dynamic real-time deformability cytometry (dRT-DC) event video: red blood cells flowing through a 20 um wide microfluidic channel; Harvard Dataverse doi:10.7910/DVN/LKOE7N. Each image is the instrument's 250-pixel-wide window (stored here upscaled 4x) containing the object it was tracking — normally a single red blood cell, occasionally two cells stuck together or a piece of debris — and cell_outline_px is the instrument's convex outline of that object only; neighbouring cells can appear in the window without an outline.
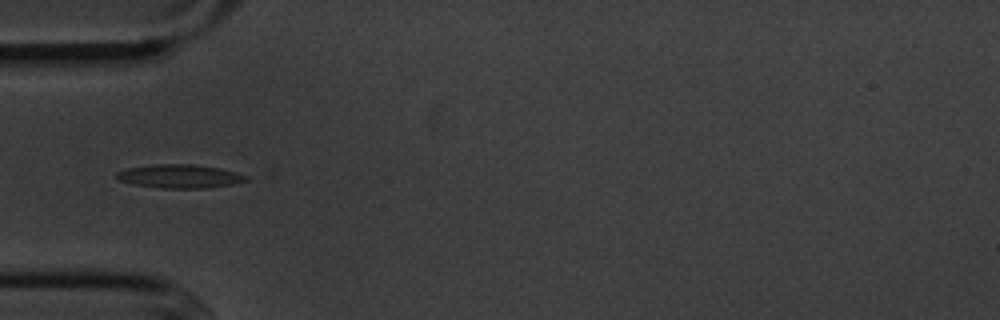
{"species": "common noctule bat (a hibernating species)", "species_latin": "Nyctalus noctula", "temperature_condition": "cold", "stored_images_in_passage": 5, "camera_frame_rate_fps": 3000, "um_per_image_px": 0.085, "animal": {"sex": "male", "body_mass_g": 20.1, "forearm_length_mm": 53.5}, "frame": {"image": 1, "passage_image": 3, "time_ms": 2.0, "image_size_px": [1000, 320], "cell_outline_px": [[252, 180], [232, 184], [204, 188], [160, 188], [132, 184], [116, 180], [116, 172], [128, 168], [152, 164], [192, 164], [220, 168], [236, 172], [248, 176]], "centroid_in_image_um": [15.27, 14.98], "position_along_channel_um": 69.7, "area_um2": 17.98}}
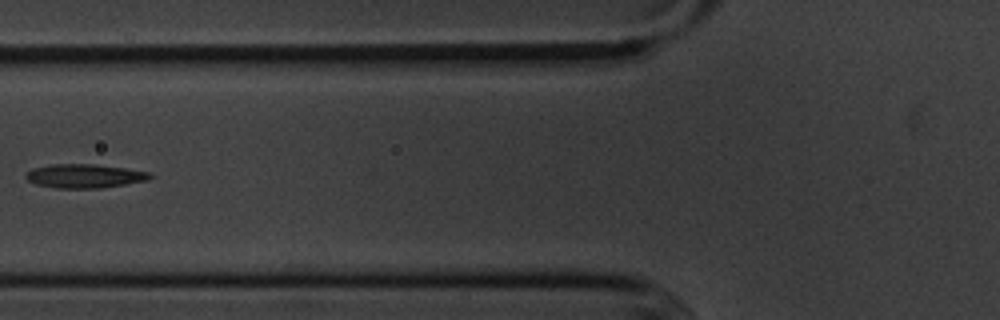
{"frame": {"image": 2, "passage_image": 4, "time_ms": 3.333, "image_size_px": [1000, 320], "cell_outline_px": [[152, 176], [148, 180], [100, 188], [56, 188], [36, 184], [28, 180], [24, 176], [32, 168], [52, 164], [92, 164], [124, 168], [148, 172]], "centroid_in_image_um": [7.15, 14.96], "position_along_channel_um": 118.7, "area_um2": 17.05}}
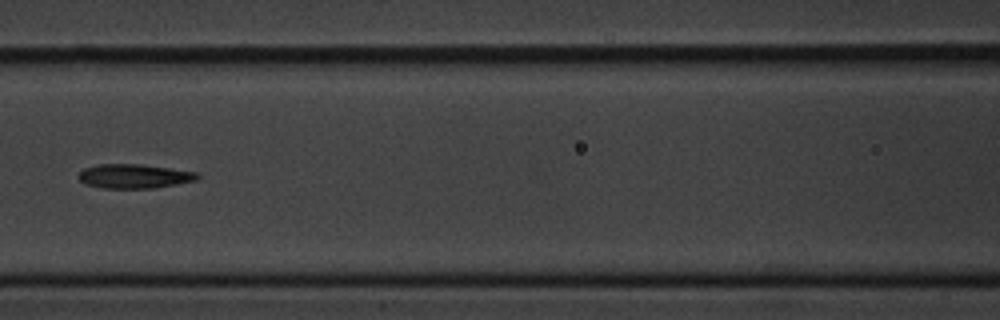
{"frame": {"image": 3, "passage_image": 5, "time_ms": 4.333, "image_size_px": [1000, 320], "cell_outline_px": [[200, 176], [196, 180], [176, 184], [152, 188], [100, 188], [84, 184], [76, 176], [84, 168], [100, 164], [140, 164], [196, 172]], "centroid_in_image_um": [11.35, 14.98], "position_along_channel_um": 155.2, "area_um2": 16.7}}